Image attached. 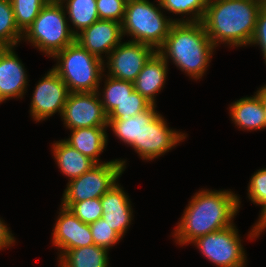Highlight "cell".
Wrapping results in <instances>:
<instances>
[{"instance_id": "1", "label": "cell", "mask_w": 266, "mask_h": 267, "mask_svg": "<svg viewBox=\"0 0 266 267\" xmlns=\"http://www.w3.org/2000/svg\"><path fill=\"white\" fill-rule=\"evenodd\" d=\"M241 201L227 190L203 189L195 193L174 229L176 244H191L196 238L234 225Z\"/></svg>"}, {"instance_id": "2", "label": "cell", "mask_w": 266, "mask_h": 267, "mask_svg": "<svg viewBox=\"0 0 266 267\" xmlns=\"http://www.w3.org/2000/svg\"><path fill=\"white\" fill-rule=\"evenodd\" d=\"M263 0H207L202 19L206 33L215 47L248 46L254 35Z\"/></svg>"}, {"instance_id": "3", "label": "cell", "mask_w": 266, "mask_h": 267, "mask_svg": "<svg viewBox=\"0 0 266 267\" xmlns=\"http://www.w3.org/2000/svg\"><path fill=\"white\" fill-rule=\"evenodd\" d=\"M214 48L202 22H175L157 52L167 63L172 60L189 78L198 80L205 75Z\"/></svg>"}, {"instance_id": "4", "label": "cell", "mask_w": 266, "mask_h": 267, "mask_svg": "<svg viewBox=\"0 0 266 267\" xmlns=\"http://www.w3.org/2000/svg\"><path fill=\"white\" fill-rule=\"evenodd\" d=\"M53 70L67 85L69 92H97L104 77V61L89 53L76 40L56 53Z\"/></svg>"}, {"instance_id": "5", "label": "cell", "mask_w": 266, "mask_h": 267, "mask_svg": "<svg viewBox=\"0 0 266 267\" xmlns=\"http://www.w3.org/2000/svg\"><path fill=\"white\" fill-rule=\"evenodd\" d=\"M157 5L149 0H128L122 23L123 37H133L131 41L146 44L156 51L163 45L171 26L184 19L167 18L161 11L160 0Z\"/></svg>"}, {"instance_id": "6", "label": "cell", "mask_w": 266, "mask_h": 267, "mask_svg": "<svg viewBox=\"0 0 266 267\" xmlns=\"http://www.w3.org/2000/svg\"><path fill=\"white\" fill-rule=\"evenodd\" d=\"M67 20L63 4L59 0H50L23 33L22 40L53 57L75 41Z\"/></svg>"}, {"instance_id": "7", "label": "cell", "mask_w": 266, "mask_h": 267, "mask_svg": "<svg viewBox=\"0 0 266 267\" xmlns=\"http://www.w3.org/2000/svg\"><path fill=\"white\" fill-rule=\"evenodd\" d=\"M126 160L115 159L96 164L90 170L68 181L61 202H81L101 198L118 183L126 168Z\"/></svg>"}, {"instance_id": "8", "label": "cell", "mask_w": 266, "mask_h": 267, "mask_svg": "<svg viewBox=\"0 0 266 267\" xmlns=\"http://www.w3.org/2000/svg\"><path fill=\"white\" fill-rule=\"evenodd\" d=\"M156 107L152 105L141 112L140 157L146 161L166 154L187 137V134L168 127Z\"/></svg>"}, {"instance_id": "9", "label": "cell", "mask_w": 266, "mask_h": 267, "mask_svg": "<svg viewBox=\"0 0 266 267\" xmlns=\"http://www.w3.org/2000/svg\"><path fill=\"white\" fill-rule=\"evenodd\" d=\"M235 225L196 238L199 252L217 267H245L247 257Z\"/></svg>"}, {"instance_id": "10", "label": "cell", "mask_w": 266, "mask_h": 267, "mask_svg": "<svg viewBox=\"0 0 266 267\" xmlns=\"http://www.w3.org/2000/svg\"><path fill=\"white\" fill-rule=\"evenodd\" d=\"M61 119L69 130L108 127V115L97 92H70Z\"/></svg>"}, {"instance_id": "11", "label": "cell", "mask_w": 266, "mask_h": 267, "mask_svg": "<svg viewBox=\"0 0 266 267\" xmlns=\"http://www.w3.org/2000/svg\"><path fill=\"white\" fill-rule=\"evenodd\" d=\"M156 50L136 41L121 42L106 57L104 66L108 76L119 80L134 82L138 74Z\"/></svg>"}, {"instance_id": "12", "label": "cell", "mask_w": 266, "mask_h": 267, "mask_svg": "<svg viewBox=\"0 0 266 267\" xmlns=\"http://www.w3.org/2000/svg\"><path fill=\"white\" fill-rule=\"evenodd\" d=\"M38 81L30 103V115L34 121H43L58 112L62 115L69 90L60 76L53 70L47 71Z\"/></svg>"}, {"instance_id": "13", "label": "cell", "mask_w": 266, "mask_h": 267, "mask_svg": "<svg viewBox=\"0 0 266 267\" xmlns=\"http://www.w3.org/2000/svg\"><path fill=\"white\" fill-rule=\"evenodd\" d=\"M122 24L113 20H98L83 29L75 40L89 53L104 60L122 41Z\"/></svg>"}, {"instance_id": "14", "label": "cell", "mask_w": 266, "mask_h": 267, "mask_svg": "<svg viewBox=\"0 0 266 267\" xmlns=\"http://www.w3.org/2000/svg\"><path fill=\"white\" fill-rule=\"evenodd\" d=\"M58 213L52 232V243L59 249V254L94 244L89 224L80 221L66 207L60 206Z\"/></svg>"}, {"instance_id": "15", "label": "cell", "mask_w": 266, "mask_h": 267, "mask_svg": "<svg viewBox=\"0 0 266 267\" xmlns=\"http://www.w3.org/2000/svg\"><path fill=\"white\" fill-rule=\"evenodd\" d=\"M14 47H6L0 54V103L11 98H23L28 75Z\"/></svg>"}, {"instance_id": "16", "label": "cell", "mask_w": 266, "mask_h": 267, "mask_svg": "<svg viewBox=\"0 0 266 267\" xmlns=\"http://www.w3.org/2000/svg\"><path fill=\"white\" fill-rule=\"evenodd\" d=\"M102 219L122 238L133 220V209L129 196L120 184H116L101 198Z\"/></svg>"}, {"instance_id": "17", "label": "cell", "mask_w": 266, "mask_h": 267, "mask_svg": "<svg viewBox=\"0 0 266 267\" xmlns=\"http://www.w3.org/2000/svg\"><path fill=\"white\" fill-rule=\"evenodd\" d=\"M168 63L156 51L146 62L138 77L133 82L134 89L153 105H156V95L164 87Z\"/></svg>"}, {"instance_id": "18", "label": "cell", "mask_w": 266, "mask_h": 267, "mask_svg": "<svg viewBox=\"0 0 266 267\" xmlns=\"http://www.w3.org/2000/svg\"><path fill=\"white\" fill-rule=\"evenodd\" d=\"M255 94L252 97H243L230 104L231 120L237 128L245 131L266 128V110L259 95Z\"/></svg>"}, {"instance_id": "19", "label": "cell", "mask_w": 266, "mask_h": 267, "mask_svg": "<svg viewBox=\"0 0 266 267\" xmlns=\"http://www.w3.org/2000/svg\"><path fill=\"white\" fill-rule=\"evenodd\" d=\"M107 127L77 128L71 131V136L64 141L80 153L93 160L96 164L106 163L99 161V155L107 146Z\"/></svg>"}, {"instance_id": "20", "label": "cell", "mask_w": 266, "mask_h": 267, "mask_svg": "<svg viewBox=\"0 0 266 267\" xmlns=\"http://www.w3.org/2000/svg\"><path fill=\"white\" fill-rule=\"evenodd\" d=\"M52 149L55 162L60 172L69 178L68 181L78 178L96 165L93 160L80 153L64 140L55 141L52 144Z\"/></svg>"}, {"instance_id": "21", "label": "cell", "mask_w": 266, "mask_h": 267, "mask_svg": "<svg viewBox=\"0 0 266 267\" xmlns=\"http://www.w3.org/2000/svg\"><path fill=\"white\" fill-rule=\"evenodd\" d=\"M108 250L95 244L63 251L59 254V267H110Z\"/></svg>"}, {"instance_id": "22", "label": "cell", "mask_w": 266, "mask_h": 267, "mask_svg": "<svg viewBox=\"0 0 266 267\" xmlns=\"http://www.w3.org/2000/svg\"><path fill=\"white\" fill-rule=\"evenodd\" d=\"M73 25L71 32L76 36L92 23L100 20L96 0H59ZM75 27V28H74Z\"/></svg>"}, {"instance_id": "23", "label": "cell", "mask_w": 266, "mask_h": 267, "mask_svg": "<svg viewBox=\"0 0 266 267\" xmlns=\"http://www.w3.org/2000/svg\"><path fill=\"white\" fill-rule=\"evenodd\" d=\"M107 76V77H106ZM104 89L97 90L100 101L108 115L118 104L124 101L135 89L133 82L119 80L106 75ZM101 93L103 94L101 97ZM102 98V99H101Z\"/></svg>"}, {"instance_id": "24", "label": "cell", "mask_w": 266, "mask_h": 267, "mask_svg": "<svg viewBox=\"0 0 266 267\" xmlns=\"http://www.w3.org/2000/svg\"><path fill=\"white\" fill-rule=\"evenodd\" d=\"M108 127L125 145L133 147L140 156L141 112L127 120L108 119Z\"/></svg>"}, {"instance_id": "25", "label": "cell", "mask_w": 266, "mask_h": 267, "mask_svg": "<svg viewBox=\"0 0 266 267\" xmlns=\"http://www.w3.org/2000/svg\"><path fill=\"white\" fill-rule=\"evenodd\" d=\"M23 33L15 23L10 0H0V42L6 47H16L22 41Z\"/></svg>"}, {"instance_id": "26", "label": "cell", "mask_w": 266, "mask_h": 267, "mask_svg": "<svg viewBox=\"0 0 266 267\" xmlns=\"http://www.w3.org/2000/svg\"><path fill=\"white\" fill-rule=\"evenodd\" d=\"M162 9L172 14L189 15L185 22H201L207 0H160Z\"/></svg>"}, {"instance_id": "27", "label": "cell", "mask_w": 266, "mask_h": 267, "mask_svg": "<svg viewBox=\"0 0 266 267\" xmlns=\"http://www.w3.org/2000/svg\"><path fill=\"white\" fill-rule=\"evenodd\" d=\"M15 23L19 30L24 33L40 13L41 9L50 0H10Z\"/></svg>"}, {"instance_id": "28", "label": "cell", "mask_w": 266, "mask_h": 267, "mask_svg": "<svg viewBox=\"0 0 266 267\" xmlns=\"http://www.w3.org/2000/svg\"><path fill=\"white\" fill-rule=\"evenodd\" d=\"M152 105L151 102L134 90L108 114V119L127 120L137 113L149 109Z\"/></svg>"}, {"instance_id": "29", "label": "cell", "mask_w": 266, "mask_h": 267, "mask_svg": "<svg viewBox=\"0 0 266 267\" xmlns=\"http://www.w3.org/2000/svg\"><path fill=\"white\" fill-rule=\"evenodd\" d=\"M61 206L68 208L80 221L86 224H91L103 216L100 198L81 202H61Z\"/></svg>"}, {"instance_id": "30", "label": "cell", "mask_w": 266, "mask_h": 267, "mask_svg": "<svg viewBox=\"0 0 266 267\" xmlns=\"http://www.w3.org/2000/svg\"><path fill=\"white\" fill-rule=\"evenodd\" d=\"M89 226L94 244L108 251L122 239L102 218L89 224Z\"/></svg>"}, {"instance_id": "31", "label": "cell", "mask_w": 266, "mask_h": 267, "mask_svg": "<svg viewBox=\"0 0 266 267\" xmlns=\"http://www.w3.org/2000/svg\"><path fill=\"white\" fill-rule=\"evenodd\" d=\"M248 199L261 206L262 214L266 210V168L257 170L248 185Z\"/></svg>"}, {"instance_id": "32", "label": "cell", "mask_w": 266, "mask_h": 267, "mask_svg": "<svg viewBox=\"0 0 266 267\" xmlns=\"http://www.w3.org/2000/svg\"><path fill=\"white\" fill-rule=\"evenodd\" d=\"M128 0H96L100 20H113L123 23Z\"/></svg>"}, {"instance_id": "33", "label": "cell", "mask_w": 266, "mask_h": 267, "mask_svg": "<svg viewBox=\"0 0 266 267\" xmlns=\"http://www.w3.org/2000/svg\"><path fill=\"white\" fill-rule=\"evenodd\" d=\"M249 45H259L266 63V6L264 5L258 12L255 32Z\"/></svg>"}, {"instance_id": "34", "label": "cell", "mask_w": 266, "mask_h": 267, "mask_svg": "<svg viewBox=\"0 0 266 267\" xmlns=\"http://www.w3.org/2000/svg\"><path fill=\"white\" fill-rule=\"evenodd\" d=\"M7 224L4 223L3 220L0 218V250L4 248H9L13 244H15V237L13 236L12 232L9 230Z\"/></svg>"}, {"instance_id": "35", "label": "cell", "mask_w": 266, "mask_h": 267, "mask_svg": "<svg viewBox=\"0 0 266 267\" xmlns=\"http://www.w3.org/2000/svg\"><path fill=\"white\" fill-rule=\"evenodd\" d=\"M266 229V210L259 214V219L255 223L254 226H252L251 231L248 233L249 238L255 239L256 237H259L262 232H264Z\"/></svg>"}, {"instance_id": "36", "label": "cell", "mask_w": 266, "mask_h": 267, "mask_svg": "<svg viewBox=\"0 0 266 267\" xmlns=\"http://www.w3.org/2000/svg\"><path fill=\"white\" fill-rule=\"evenodd\" d=\"M259 95V97L261 98L263 104H264V107H265V110H266V84H264L262 87H260L257 92H255Z\"/></svg>"}, {"instance_id": "37", "label": "cell", "mask_w": 266, "mask_h": 267, "mask_svg": "<svg viewBox=\"0 0 266 267\" xmlns=\"http://www.w3.org/2000/svg\"><path fill=\"white\" fill-rule=\"evenodd\" d=\"M5 48H6V46L3 45V44L0 42V54H1V52H2Z\"/></svg>"}]
</instances>
